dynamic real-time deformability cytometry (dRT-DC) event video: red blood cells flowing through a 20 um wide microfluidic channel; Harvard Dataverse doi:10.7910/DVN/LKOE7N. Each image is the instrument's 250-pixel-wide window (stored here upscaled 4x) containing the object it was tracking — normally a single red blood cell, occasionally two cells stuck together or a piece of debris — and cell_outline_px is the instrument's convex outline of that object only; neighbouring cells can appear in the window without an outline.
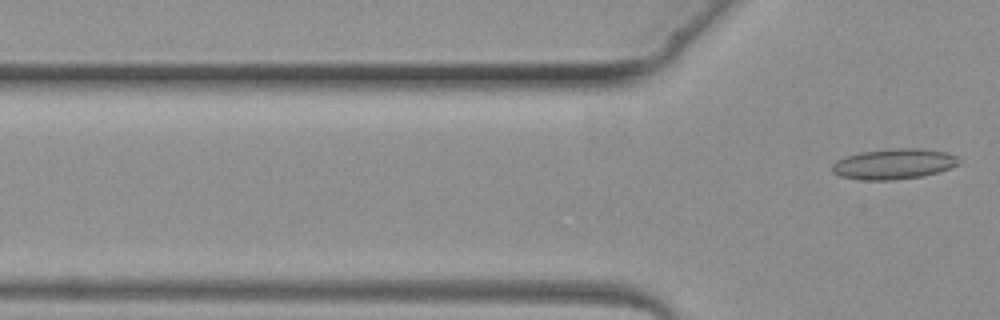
{"species": "common noctule bat (a hibernating species)", "species_latin": "Nyctalus noctula", "temperature_condition": "warm", "stored_images_in_passage": 5, "camera_frame_rate_fps": 3000, "um_per_image_px": 0.085, "animal": {"sex": "female", "body_mass_g": 19.3, "forearm_length_mm": 54.1}, "frame": {"image": 1, "passage_image": 5, "time_ms": 5.333, "image_size_px": [1000, 320], "cell_outline_px": [[960, 164], [924, 176], [896, 180], [860, 180], [840, 176], [832, 172], [832, 164], [836, 160], [844, 156], [860, 152], [892, 148], [920, 148], [948, 152], [956, 156], [960, 160]], "centroid_in_image_um": [75.95, 13.93], "position_along_channel_um": 49.8, "area_um2": 22.77}}